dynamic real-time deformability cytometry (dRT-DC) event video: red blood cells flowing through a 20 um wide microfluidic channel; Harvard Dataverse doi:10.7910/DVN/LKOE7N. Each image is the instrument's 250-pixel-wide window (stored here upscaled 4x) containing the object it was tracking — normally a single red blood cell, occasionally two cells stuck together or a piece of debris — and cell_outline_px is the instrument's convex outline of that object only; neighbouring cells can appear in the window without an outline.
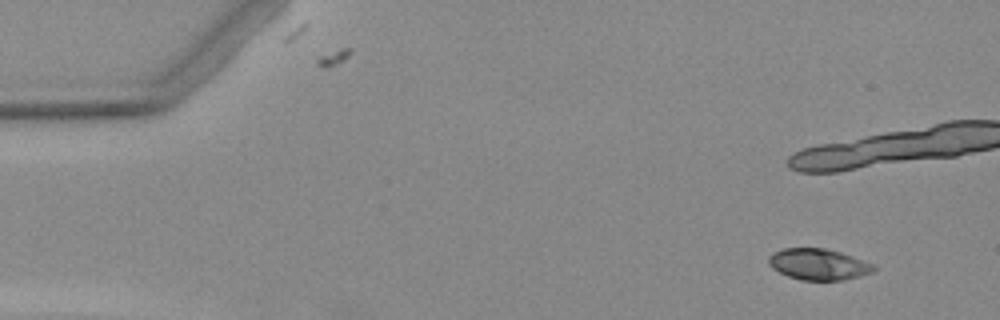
{"species": "Egyptian fruit bat (a non-hibernating species)", "species_latin": "Rousettus aegyptiacus", "temperature_condition": "warm", "stored_images_in_passage": 6, "camera_frame_rate_fps": 3000, "um_per_image_px": 0.085, "animal": {"sex": "female"}, "frame": {"image": 1, "passage_image": 1, "time_ms": 0.0, "image_size_px": [1000, 320], "cell_outline_px": [[876, 268], [872, 272], [860, 276], [844, 280], [800, 280], [788, 276], [772, 268], [768, 264], [768, 256], [772, 252], [784, 248], [824, 248], [840, 252], [852, 256], [872, 264]], "centroid_in_image_um": [69.53, 22.46], "position_along_channel_um": 15.5, "area_um2": 19.07}}
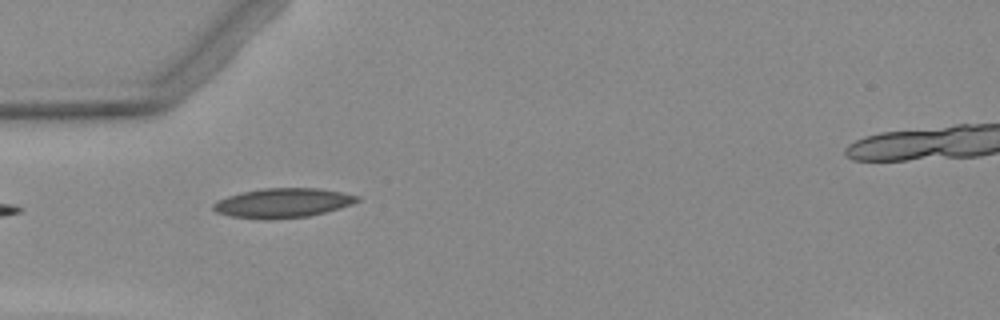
{"frame": {"image": 2, "passage_image": 6, "time_ms": 6.0, "image_size_px": [1000, 320], "cell_outline_px": [[360, 200], [352, 204], [324, 212], [308, 216], [272, 220], [260, 220], [232, 216], [216, 212], [212, 208], [212, 204], [216, 200], [240, 192], [264, 188], [320, 188], [360, 196]], "centroid_in_image_um": [24.0, 17.25], "position_along_channel_um": 61.0, "area_um2": 24.85}}